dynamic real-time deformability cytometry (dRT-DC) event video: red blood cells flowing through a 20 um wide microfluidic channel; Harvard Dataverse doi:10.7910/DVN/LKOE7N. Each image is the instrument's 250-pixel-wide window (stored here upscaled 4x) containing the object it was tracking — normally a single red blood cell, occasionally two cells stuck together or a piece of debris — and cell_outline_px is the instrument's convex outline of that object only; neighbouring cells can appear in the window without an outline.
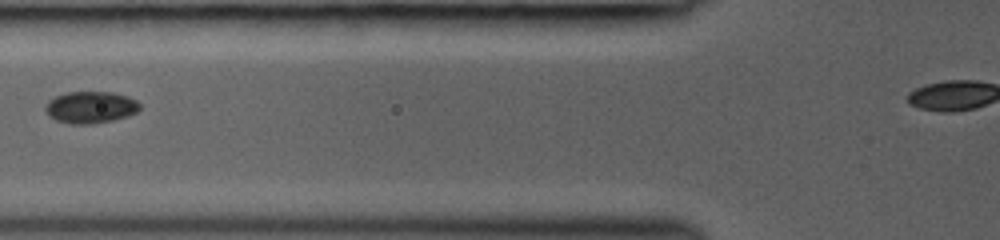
{"species": "common noctule bat (a hibernating species)", "species_latin": "Nyctalus noctula", "temperature_condition": "room temperature", "stored_images_in_passage": 13, "camera_frame_rate_fps": 3000, "um_per_image_px": 0.085, "animal": {"sex": "female", "body_mass_g": 19.0, "forearm_length_mm": 53.3}, "frame": {"image": 1, "passage_image": 4, "time_ms": 3.0, "image_size_px": [1000, 240], "cell_outline_px": [[140, 108], [136, 112], [128, 116], [112, 120], [92, 124], [72, 124], [56, 120], [48, 116], [44, 108], [48, 100], [56, 96], [68, 92], [112, 92], [128, 96], [136, 100], [140, 104]], "centroid_in_image_um": [7.69, 9.12], "position_along_channel_um": 118.1, "area_um2": 17.57}}
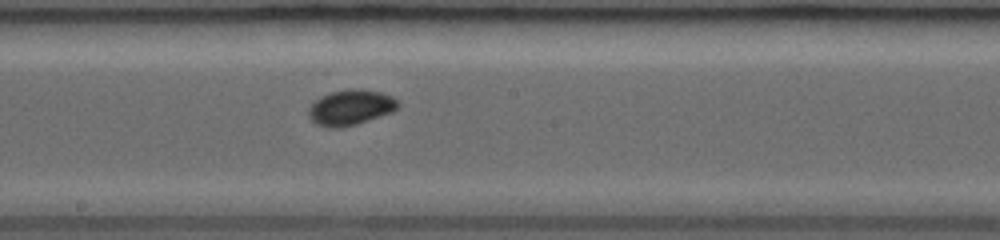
{"frame": {"image": 2, "passage_image": 9, "time_ms": 5.333, "image_size_px": [1000, 240], "cell_outline_px": [[400, 108], [392, 112], [356, 124], [340, 128], [328, 128], [316, 124], [308, 116], [308, 108], [320, 96], [332, 92], [352, 88], [360, 88], [380, 92], [392, 96], [400, 104]], "centroid_in_image_um": [29.81, 9.13], "position_along_channel_um": 218.4, "area_um2": 18.55}}
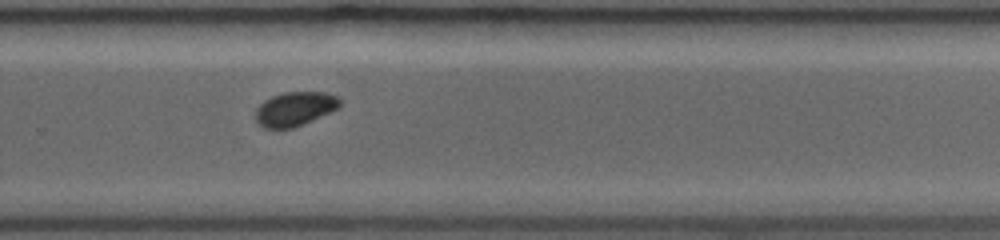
{"frame": {"image": 3, "passage_image": 12, "time_ms": 7.333, "image_size_px": [1000, 240], "cell_outline_px": [[340, 108], [292, 128], [264, 128], [256, 120], [256, 108], [264, 100], [272, 96], [284, 92], [324, 92], [336, 96], [340, 100]], "centroid_in_image_um": [25.06, 9.24], "position_along_channel_um": 304.7, "area_um2": 16.59}}